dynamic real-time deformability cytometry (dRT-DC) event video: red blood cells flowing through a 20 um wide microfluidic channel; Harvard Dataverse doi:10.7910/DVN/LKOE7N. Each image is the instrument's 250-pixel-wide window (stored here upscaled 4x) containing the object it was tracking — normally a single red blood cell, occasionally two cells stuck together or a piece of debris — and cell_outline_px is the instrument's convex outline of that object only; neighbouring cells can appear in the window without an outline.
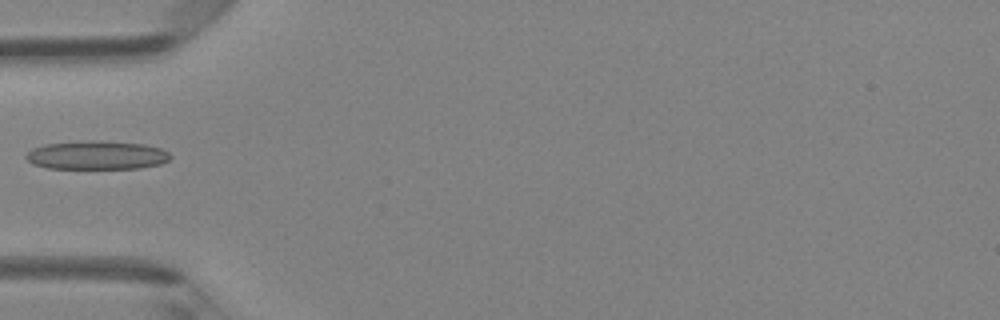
{"species": "Egyptian fruit bat (a non-hibernating species)", "species_latin": "Rousettus aegyptiacus", "temperature_condition": "room temperature", "stored_images_in_passage": 5, "camera_frame_rate_fps": 3000, "um_per_image_px": 0.085, "animal": {"sex": "female"}, "frame": {"image": 1, "passage_image": 5, "time_ms": 1.333, "image_size_px": [1000, 320], "cell_outline_px": [[172, 156], [168, 160], [160, 164], [140, 168], [48, 168], [32, 164], [24, 156], [32, 148], [44, 144], [92, 140], [100, 140], [144, 144], [160, 148], [168, 152]], "centroid_in_image_um": [8.22, 13.18], "position_along_channel_um": 76.8, "area_um2": 24.1}}